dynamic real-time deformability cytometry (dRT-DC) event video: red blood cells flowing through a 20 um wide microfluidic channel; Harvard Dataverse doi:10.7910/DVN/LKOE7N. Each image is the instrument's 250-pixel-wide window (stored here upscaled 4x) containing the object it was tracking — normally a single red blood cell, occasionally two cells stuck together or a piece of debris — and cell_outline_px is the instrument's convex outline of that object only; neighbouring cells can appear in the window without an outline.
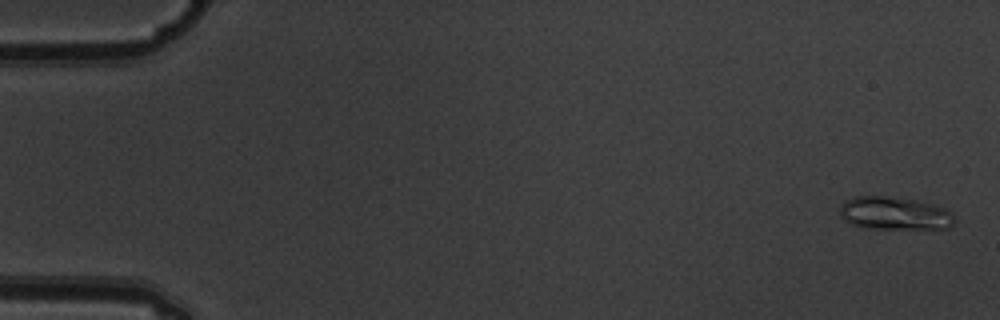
{"species": "common noctule bat (a hibernating species)", "species_latin": "Nyctalus noctula", "temperature_condition": "warm", "stored_images_in_passage": 6, "camera_frame_rate_fps": 3000, "um_per_image_px": 0.085, "animal": {"sex": "male", "body_mass_g": 19.5, "forearm_length_mm": 54.6}, "frame": {"image": 1, "passage_image": 1, "time_ms": 0.0, "image_size_px": [1000, 320], "cell_outline_px": [[956, 220], [948, 228], [860, 228], [844, 220], [840, 216], [840, 204], [844, 200], [856, 196], [884, 196], [916, 200], [932, 204], [944, 208], [952, 212]], "centroid_in_image_um": [76.0, 18.13], "position_along_channel_um": 9.0, "area_um2": 22.08}}
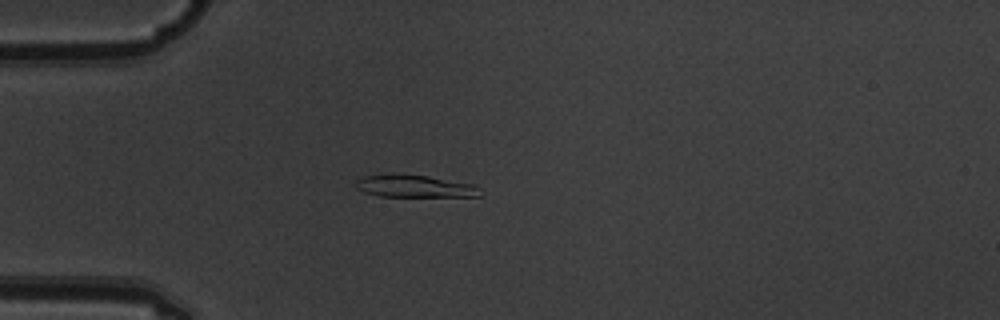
{"frame": {"image": 2, "passage_image": 5, "time_ms": 1.333, "image_size_px": [1000, 320], "cell_outline_px": [[480, 196], [380, 196], [364, 192], [356, 188], [356, 180], [364, 176], [392, 172], [428, 176], [476, 184], [480, 188]], "centroid_in_image_um": [35.23, 15.8], "position_along_channel_um": 49.8, "area_um2": 16.47}}